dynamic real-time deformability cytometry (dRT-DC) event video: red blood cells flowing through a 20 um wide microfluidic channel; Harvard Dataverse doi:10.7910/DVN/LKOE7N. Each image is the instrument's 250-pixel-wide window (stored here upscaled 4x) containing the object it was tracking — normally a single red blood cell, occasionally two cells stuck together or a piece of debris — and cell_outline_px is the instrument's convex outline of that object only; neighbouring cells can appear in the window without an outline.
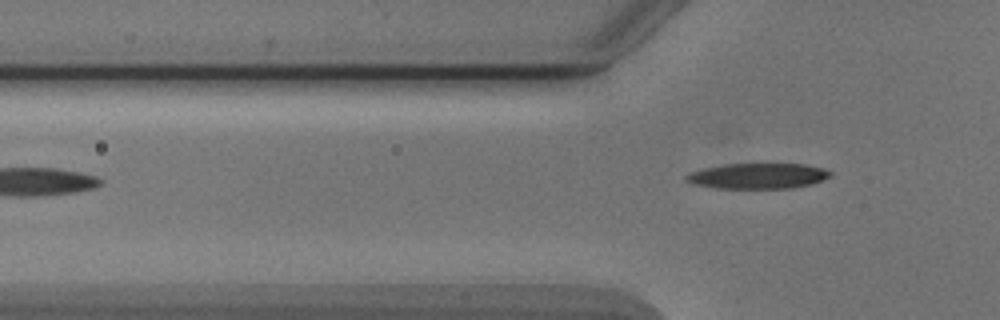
{"species": "Egyptian fruit bat (a non-hibernating species)", "species_latin": "Rousettus aegyptiacus", "temperature_condition": "cold", "stored_images_in_passage": 3, "segment_of_instrument_passage": [2, 2], "camera_frame_rate_fps": 3000, "um_per_image_px": 0.085, "animal": {"sex": "male"}, "frame": {"image": 1, "passage_image": 3, "time_ms": 2.333, "image_size_px": [1000, 320], "cell_outline_px": [[832, 176], [824, 180], [812, 184], [788, 188], [716, 188], [692, 184], [684, 180], [684, 176], [688, 172], [704, 168], [724, 164], [804, 164], [824, 168], [832, 172]], "centroid_in_image_um": [64.4, 14.95], "position_along_channel_um": 61.4, "area_um2": 21.62}}